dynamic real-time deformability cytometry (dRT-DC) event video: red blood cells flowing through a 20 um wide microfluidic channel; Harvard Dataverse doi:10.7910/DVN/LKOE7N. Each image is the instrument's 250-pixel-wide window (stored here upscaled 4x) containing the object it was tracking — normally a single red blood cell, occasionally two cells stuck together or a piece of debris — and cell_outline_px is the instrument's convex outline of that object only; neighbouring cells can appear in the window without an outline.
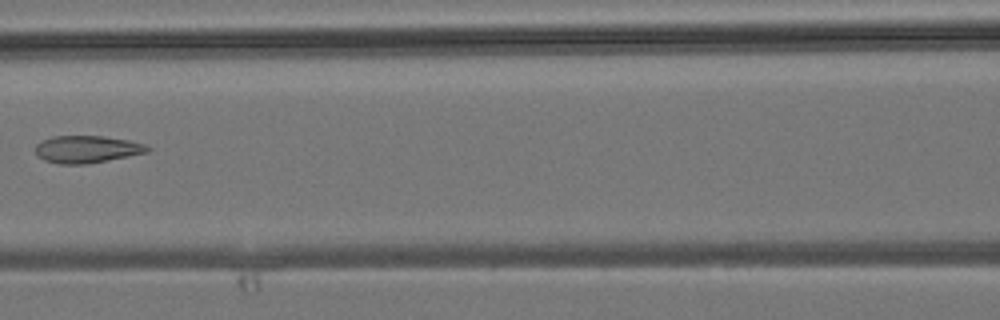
{"species": "common noctule bat (a hibernating species)", "species_latin": "Nyctalus noctula", "temperature_condition": "room temperature", "stored_images_in_passage": 7, "camera_frame_rate_fps": 3000, "um_per_image_px": 0.085, "animal": {"sex": "male", "body_mass_g": 19.2, "forearm_length_mm": 51.8}, "frame": {"image": 1, "passage_image": 6, "time_ms": 5.667, "image_size_px": [1000, 320], "cell_outline_px": [[152, 148], [148, 152], [88, 164], [60, 164], [44, 160], [36, 156], [36, 144], [40, 140], [52, 136], [104, 136], [128, 140], [144, 144]], "centroid_in_image_um": [7.36, 12.68], "position_along_channel_um": 159.2, "area_um2": 17.92}}
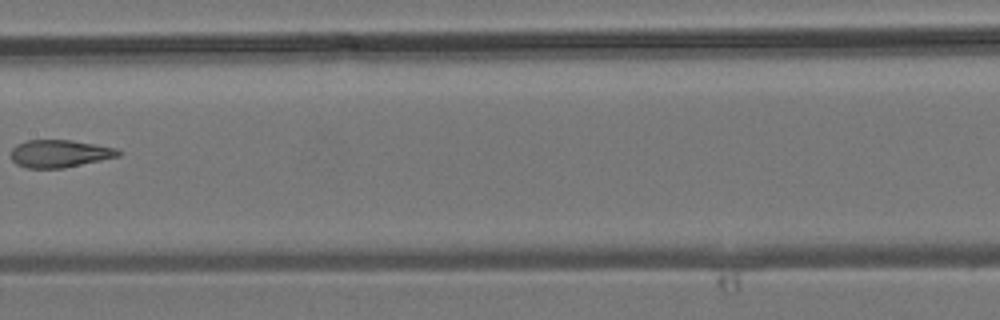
{"frame": {"image": 2, "passage_image": 7, "time_ms": 6.667, "image_size_px": [1000, 320], "cell_outline_px": [[124, 152], [120, 156], [64, 168], [28, 168], [16, 164], [12, 160], [12, 148], [16, 144], [28, 140], [72, 140], [116, 148]], "centroid_in_image_um": [5.09, 13.05], "position_along_channel_um": 202.3, "area_um2": 17.28}}